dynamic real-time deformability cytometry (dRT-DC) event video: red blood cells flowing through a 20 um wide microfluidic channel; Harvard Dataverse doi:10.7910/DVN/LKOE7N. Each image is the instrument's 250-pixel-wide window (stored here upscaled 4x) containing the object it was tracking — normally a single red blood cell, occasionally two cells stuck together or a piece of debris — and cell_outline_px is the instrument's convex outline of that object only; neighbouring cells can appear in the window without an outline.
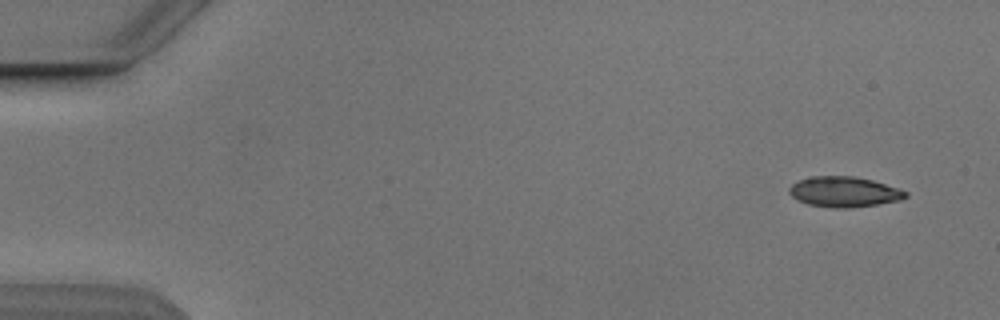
{"species": "Egyptian fruit bat (a non-hibernating species)", "species_latin": "Rousettus aegyptiacus", "temperature_condition": "cold", "stored_images_in_passage": 7, "camera_frame_rate_fps": 3000, "um_per_image_px": 0.085, "animal": {"sex": "male"}, "frame": {"image": 1, "passage_image": 1, "time_ms": 0.0, "image_size_px": [1000, 320], "cell_outline_px": [[908, 196], [900, 200], [876, 204], [848, 208], [836, 208], [808, 204], [796, 200], [788, 192], [788, 188], [792, 184], [808, 176], [852, 176], [872, 180], [900, 188], [908, 192]], "centroid_in_image_um": [71.74, 16.3], "position_along_channel_um": 13.3, "area_um2": 20.63}}
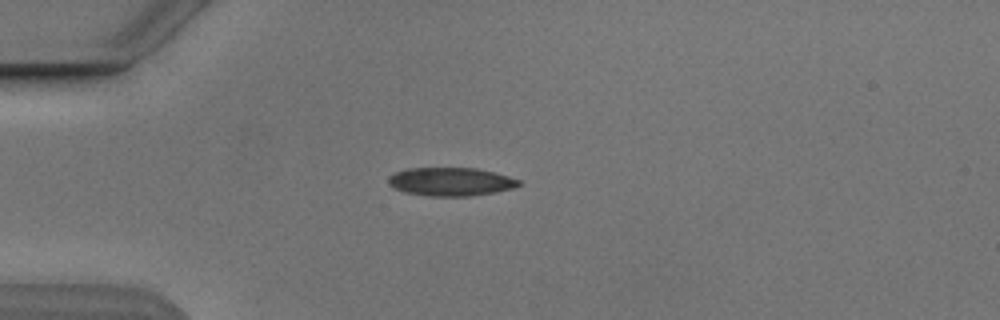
{"frame": {"image": 2, "passage_image": 4, "time_ms": 3.667, "image_size_px": [1000, 320], "cell_outline_px": [[520, 184], [512, 188], [496, 192], [468, 196], [428, 196], [404, 192], [388, 184], [388, 176], [396, 172], [408, 168], [476, 168], [508, 176], [520, 180]], "centroid_in_image_um": [38.29, 15.44], "position_along_channel_um": 46.7, "area_um2": 21.44}}
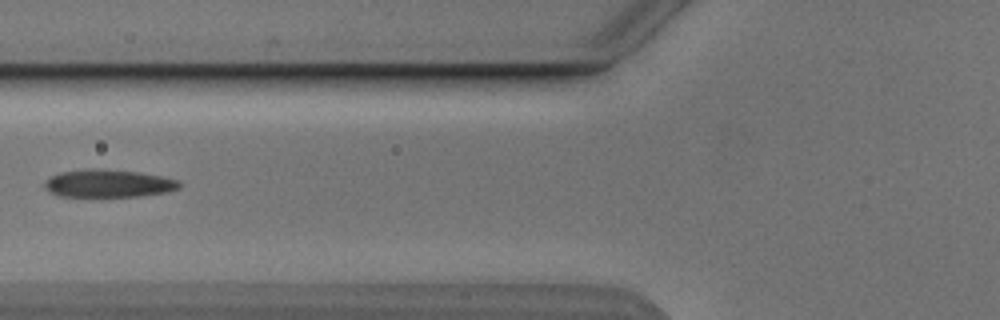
{"frame": {"image": 3, "passage_image": 6, "time_ms": 6.0, "image_size_px": [1000, 320], "cell_outline_px": [[180, 188], [168, 192], [140, 196], [60, 196], [48, 192], [44, 188], [44, 180], [60, 172], [84, 168], [96, 168], [140, 172], [180, 180]], "centroid_in_image_um": [9.19, 15.58], "position_along_channel_um": 116.6, "area_um2": 22.02}}